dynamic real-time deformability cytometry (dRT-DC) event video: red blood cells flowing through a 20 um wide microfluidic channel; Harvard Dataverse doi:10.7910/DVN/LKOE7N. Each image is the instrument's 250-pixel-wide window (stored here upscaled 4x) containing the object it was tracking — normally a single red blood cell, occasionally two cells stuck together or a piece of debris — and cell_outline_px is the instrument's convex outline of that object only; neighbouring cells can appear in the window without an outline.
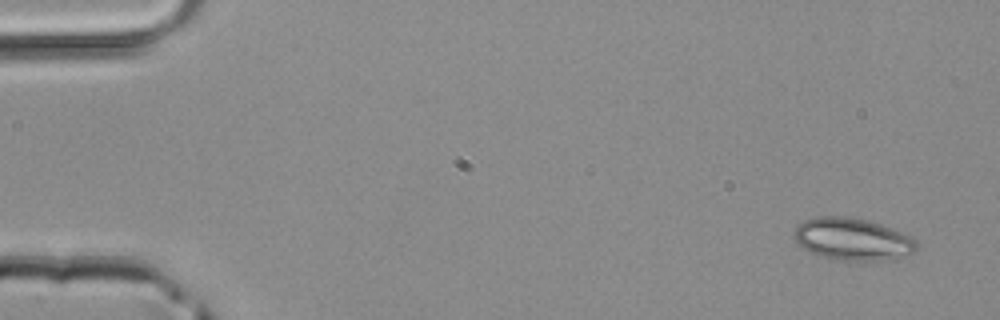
{"species": "common noctule bat (a hibernating species)", "species_latin": "Nyctalus noctula", "temperature_condition": "room temperature", "stored_images_in_passage": 5, "camera_frame_rate_fps": 3000, "um_per_image_px": 0.085, "animal": {"sex": "male", "body_mass_g": 20.4}, "frame": {"image": 1, "passage_image": 1, "time_ms": 0.0, "image_size_px": [1000, 320], "cell_outline_px": [[916, 248], [912, 252], [884, 260], [844, 260], [820, 256], [804, 248], [792, 236], [796, 224], [804, 220], [816, 216], [848, 216], [868, 220], [892, 228], [916, 240]], "centroid_in_image_um": [72.39, 20.29], "position_along_channel_um": 12.6, "area_um2": 29.77}}
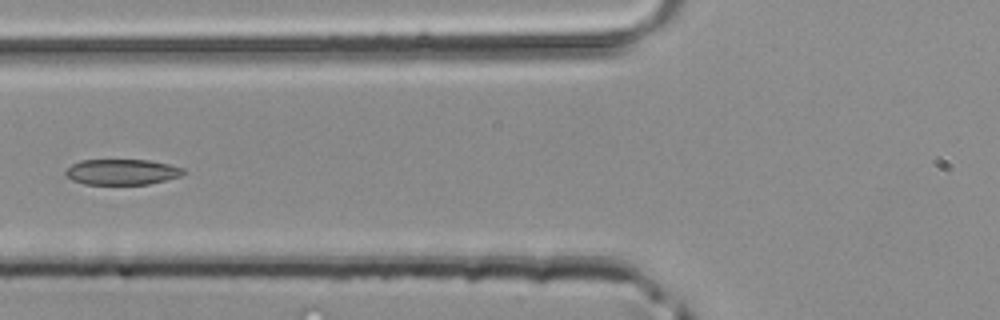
{"frame": {"image": 2, "passage_image": 5, "time_ms": 1.333, "image_size_px": [1000, 320], "cell_outline_px": [[184, 172], [180, 176], [148, 184], [84, 184], [72, 180], [64, 172], [72, 164], [80, 160], [148, 160], [168, 164], [184, 168]], "centroid_in_image_um": [10.35, 14.61], "position_along_channel_um": 115.5, "area_um2": 17.4}}